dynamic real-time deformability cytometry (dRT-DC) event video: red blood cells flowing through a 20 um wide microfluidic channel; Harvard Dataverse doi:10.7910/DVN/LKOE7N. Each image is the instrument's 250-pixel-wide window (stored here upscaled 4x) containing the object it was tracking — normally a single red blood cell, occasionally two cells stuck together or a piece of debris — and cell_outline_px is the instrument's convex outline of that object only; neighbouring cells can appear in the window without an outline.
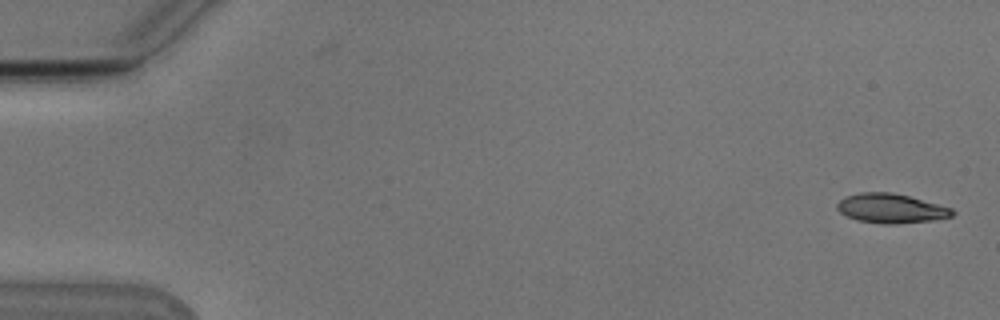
{"species": "Egyptian fruit bat (a non-hibernating species)", "species_latin": "Rousettus aegyptiacus", "temperature_condition": "cold", "stored_images_in_passage": 7, "camera_frame_rate_fps": 3000, "um_per_image_px": 0.085, "animal": {"sex": "male"}, "frame": {"image": 1, "passage_image": 2, "time_ms": 0.333, "image_size_px": [1000, 320], "cell_outline_px": [[956, 212], [952, 216], [928, 220], [892, 224], [884, 224], [856, 220], [840, 212], [836, 208], [836, 204], [844, 196], [860, 192], [888, 192], [908, 196], [952, 208]], "centroid_in_image_um": [75.68, 17.7], "position_along_channel_um": 9.3, "area_um2": 19.48}}